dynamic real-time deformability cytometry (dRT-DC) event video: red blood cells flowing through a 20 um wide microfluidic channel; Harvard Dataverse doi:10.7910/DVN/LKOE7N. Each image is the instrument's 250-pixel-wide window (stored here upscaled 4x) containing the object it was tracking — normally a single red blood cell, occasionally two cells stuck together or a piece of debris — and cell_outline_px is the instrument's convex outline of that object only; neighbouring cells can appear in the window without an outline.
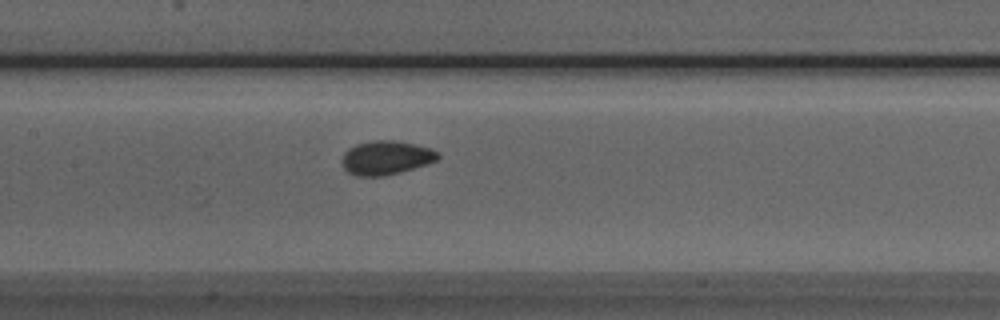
{"species": "Egyptian fruit bat (a non-hibernating species)", "species_latin": "Rousettus aegyptiacus", "temperature_condition": "room temperature", "stored_images_in_passage": 51, "camera_frame_rate_fps": 3000, "um_per_image_px": 0.085, "animal": {"sex": "male"}, "frame": {"image": 1, "passage_image": 24, "time_ms": 7.667, "image_size_px": [1000, 320], "cell_outline_px": [[440, 156], [436, 160], [400, 172], [384, 176], [356, 176], [348, 172], [344, 168], [340, 160], [344, 152], [348, 148], [356, 144], [372, 140], [392, 140], [432, 148], [440, 152]], "centroid_in_image_um": [32.77, 13.4], "position_along_channel_um": 174.6, "area_um2": 18.96}}
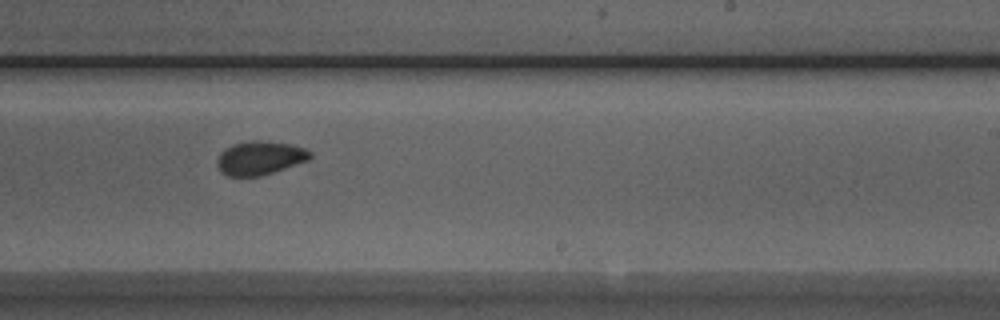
{"frame": {"image": 2, "passage_image": 31, "time_ms": 10.0, "image_size_px": [1000, 320], "cell_outline_px": [[312, 156], [308, 160], [260, 176], [228, 176], [220, 172], [216, 164], [216, 160], [220, 152], [224, 148], [232, 144], [248, 140], [256, 140], [288, 144], [304, 148], [312, 152]], "centroid_in_image_um": [22.03, 13.42], "position_along_channel_um": 267.0, "area_um2": 18.26}}
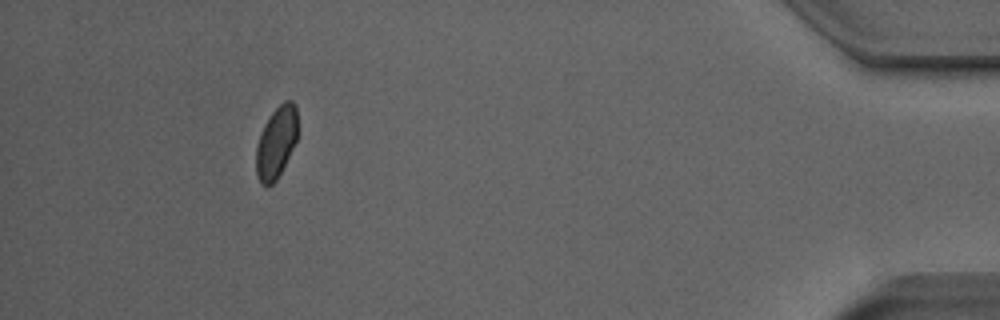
{"frame": {"image": 3, "passage_image": 47, "time_ms": 15.333, "image_size_px": [1000, 320], "cell_outline_px": [[296, 140], [276, 180], [268, 188], [260, 184], [256, 172], [256, 144], [272, 112], [284, 100], [292, 100], [296, 104]], "centroid_in_image_um": [23.46, 12.13], "position_along_channel_um": 411.7, "area_um2": 16.94}, "authors_computed_cell_mechanics": {"area_um2": 18.5538, "velocity_mm_per_s": 3.9729, "shape_relaxation_time_tau1_ms": 3.7153, "shape_relaxation_time_tau2_ms": 1.0963, "deformation_change_tau1": 0.0593, "deformation_change_tau2": 0.038}}